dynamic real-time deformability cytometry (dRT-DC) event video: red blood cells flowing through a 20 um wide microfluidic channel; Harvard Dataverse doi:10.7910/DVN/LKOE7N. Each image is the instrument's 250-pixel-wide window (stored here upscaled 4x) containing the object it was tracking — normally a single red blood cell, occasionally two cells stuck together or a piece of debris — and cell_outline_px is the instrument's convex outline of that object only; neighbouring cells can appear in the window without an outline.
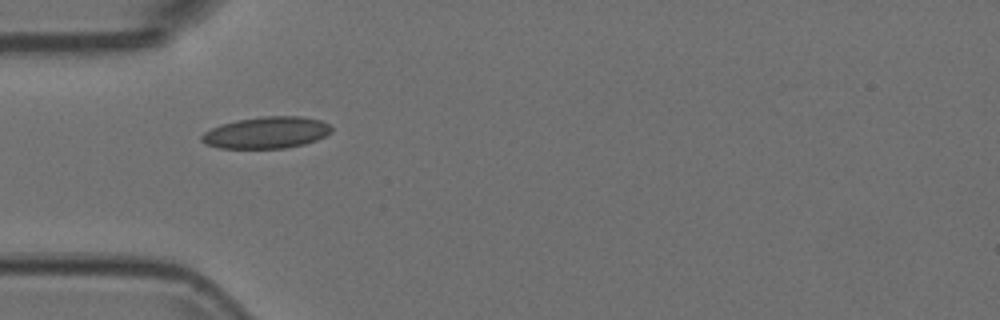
{"species": "Egyptian fruit bat (a non-hibernating species)", "species_latin": "Rousettus aegyptiacus", "temperature_condition": "room temperature", "stored_images_in_passage": 7, "camera_frame_rate_fps": 3000, "um_per_image_px": 0.085, "animal": {"sex": "female"}, "frame": {"image": 1, "passage_image": 1, "time_ms": 0.0, "image_size_px": [1000, 320], "cell_outline_px": [[332, 132], [316, 140], [304, 144], [284, 148], [220, 148], [204, 144], [200, 140], [200, 136], [204, 132], [220, 124], [236, 120], [260, 116], [300, 116], [320, 120], [328, 124], [332, 128]], "centroid_in_image_um": [22.62, 11.27], "position_along_channel_um": 62.4, "area_um2": 24.04}}
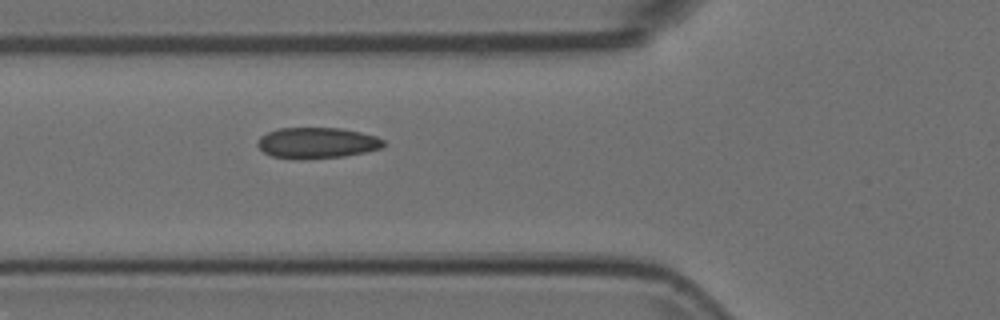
{"frame": {"image": 2, "passage_image": 4, "time_ms": 1.0, "image_size_px": [1000, 320], "cell_outline_px": [[384, 148], [344, 156], [272, 156], [264, 152], [256, 144], [260, 136], [276, 128], [340, 128], [360, 132], [376, 136], [384, 140]], "centroid_in_image_um": [26.98, 12.09], "position_along_channel_um": 98.8, "area_um2": 21.79}}
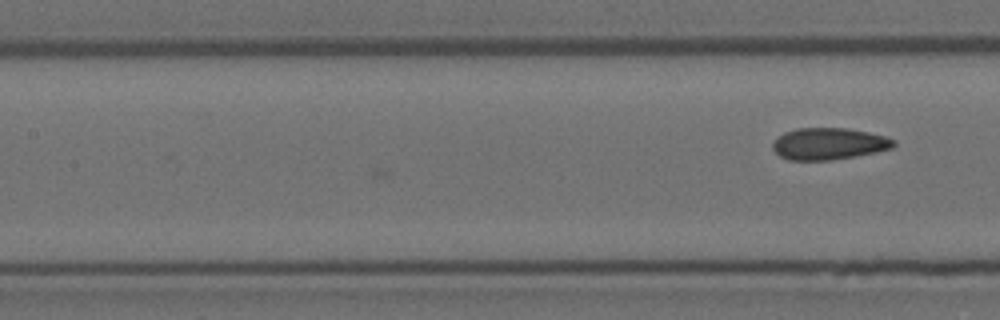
{"frame": {"image": 3, "passage_image": 7, "time_ms": 2.0, "image_size_px": [1000, 320], "cell_outline_px": [[896, 144], [892, 148], [876, 152], [856, 156], [832, 160], [788, 160], [780, 156], [772, 148], [772, 144], [784, 132], [796, 128], [844, 128], [868, 132], [884, 136], [896, 140]], "centroid_in_image_um": [70.46, 12.22], "position_along_channel_um": 136.9, "area_um2": 22.37}}